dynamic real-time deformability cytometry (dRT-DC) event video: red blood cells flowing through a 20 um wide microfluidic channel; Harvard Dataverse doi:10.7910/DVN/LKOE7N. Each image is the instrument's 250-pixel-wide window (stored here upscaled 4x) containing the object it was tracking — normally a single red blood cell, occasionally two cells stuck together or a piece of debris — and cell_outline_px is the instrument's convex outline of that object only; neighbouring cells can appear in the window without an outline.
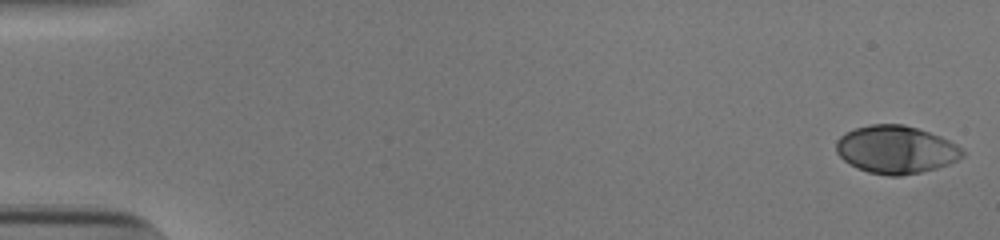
{"species": "human", "species_latin": "Homo sapiens", "temperature_condition": "cold", "stored_images_in_passage": 53, "camera_frame_rate_fps": 3000, "um_per_image_px": 0.085, "donor": {"sex": "male"}, "frame": {"image": 1, "passage_image": 1, "time_ms": 0.0, "image_size_px": [1000, 240], "cell_outline_px": [[964, 156], [948, 164], [936, 168], [920, 172], [900, 176], [888, 176], [868, 172], [856, 168], [848, 164], [836, 152], [836, 140], [844, 132], [856, 128], [872, 124], [904, 124], [940, 136], [956, 144], [964, 152]], "centroid_in_image_um": [76.12, 12.72], "position_along_channel_um": 8.9, "area_um2": 35.2}}
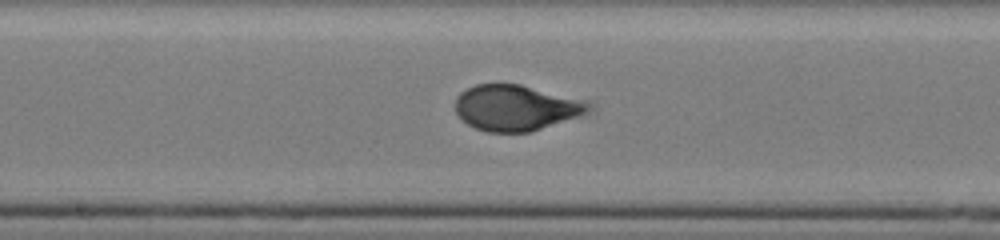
{"frame": {"image": 2, "passage_image": 29, "time_ms": 9.333, "image_size_px": [1000, 240], "cell_outline_px": [[592, 108], [588, 112], [580, 116], [532, 132], [488, 132], [476, 128], [468, 124], [456, 112], [456, 96], [460, 92], [476, 84], [520, 84], [588, 104]], "centroid_in_image_um": [43.77, 9.18], "position_along_channel_um": 204.4, "area_um2": 34.68}}
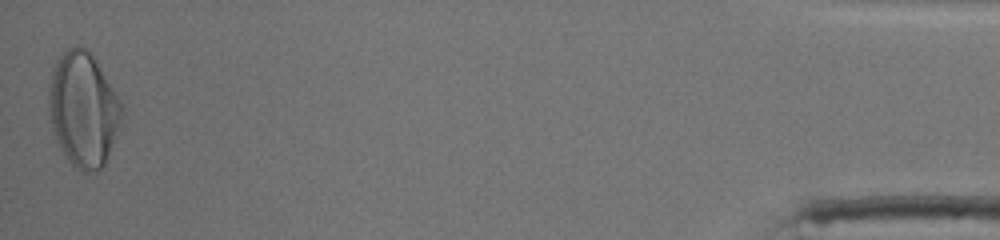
{"frame": {"image": 3, "passage_image": 53, "time_ms": 17.333, "image_size_px": [1000, 240], "cell_outline_px": [[124, 124], [104, 164], [96, 172], [80, 172], [68, 160], [56, 140], [48, 112], [48, 84], [56, 60], [60, 52], [76, 44], [84, 48], [96, 60], [124, 104]], "centroid_in_image_um": [7.12, 9.3], "position_along_channel_um": 428.1, "area_um2": 49.82}, "authors_computed_cell_mechanics": {"area_um2": 34.8534, "velocity_mm_per_s": 3.8611, "shape_relaxation_time_tau1_ms": 4.9892, "shape_relaxation_time_tau2_ms": null, "deformation_change_tau1": 0.2164, "deformation_change_tau2": null}}